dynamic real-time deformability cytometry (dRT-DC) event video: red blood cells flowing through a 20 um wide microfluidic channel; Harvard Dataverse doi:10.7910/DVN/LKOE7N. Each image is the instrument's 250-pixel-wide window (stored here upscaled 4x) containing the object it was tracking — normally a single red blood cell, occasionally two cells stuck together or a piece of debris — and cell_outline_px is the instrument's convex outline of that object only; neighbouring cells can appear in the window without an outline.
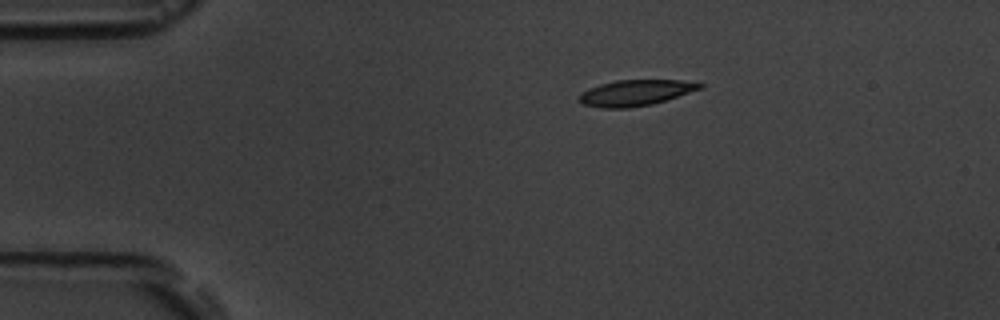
{"species": "common noctule bat (a hibernating species)", "species_latin": "Nyctalus noctula", "temperature_condition": "room temperature", "stored_images_in_passage": 4, "camera_frame_rate_fps": 3000, "um_per_image_px": 0.085, "animal": {"sex": "male", "body_mass_g": 19.5, "forearm_length_mm": 54.6}, "frame": {"image": 1, "passage_image": 1, "time_ms": 0.0, "image_size_px": [1000, 320], "cell_outline_px": [[704, 88], [652, 104], [628, 108], [600, 108], [580, 104], [576, 100], [576, 96], [580, 92], [588, 88], [600, 84], [616, 80], [680, 80], [704, 84]], "centroid_in_image_um": [53.93, 7.89], "position_along_channel_um": 31.1, "area_um2": 18.5}}
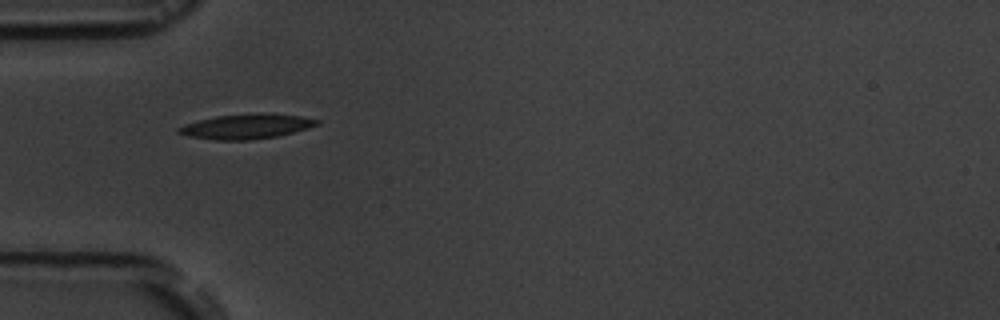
{"frame": {"image": 2, "passage_image": 3, "time_ms": 2.333, "image_size_px": [1000, 320], "cell_outline_px": [[320, 124], [308, 128], [276, 136], [248, 140], [216, 140], [188, 136], [176, 132], [176, 128], [184, 124], [216, 116], [260, 112], [300, 116], [320, 120]], "centroid_in_image_um": [20.93, 10.74], "position_along_channel_um": 64.1, "area_um2": 20.0}}
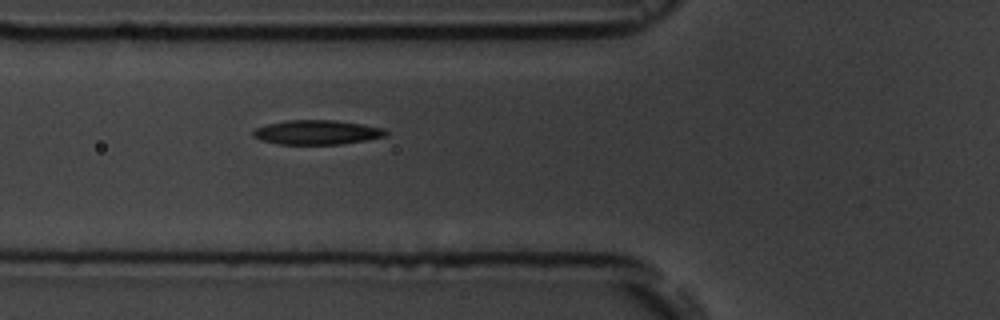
{"frame": {"image": 3, "passage_image": 4, "time_ms": 3.333, "image_size_px": [1000, 320], "cell_outline_px": [[388, 136], [340, 144], [280, 144], [260, 140], [252, 136], [252, 132], [256, 128], [268, 124], [284, 120], [336, 120], [384, 128], [388, 132]], "centroid_in_image_um": [26.93, 11.24], "position_along_channel_um": 98.9, "area_um2": 18.84}}